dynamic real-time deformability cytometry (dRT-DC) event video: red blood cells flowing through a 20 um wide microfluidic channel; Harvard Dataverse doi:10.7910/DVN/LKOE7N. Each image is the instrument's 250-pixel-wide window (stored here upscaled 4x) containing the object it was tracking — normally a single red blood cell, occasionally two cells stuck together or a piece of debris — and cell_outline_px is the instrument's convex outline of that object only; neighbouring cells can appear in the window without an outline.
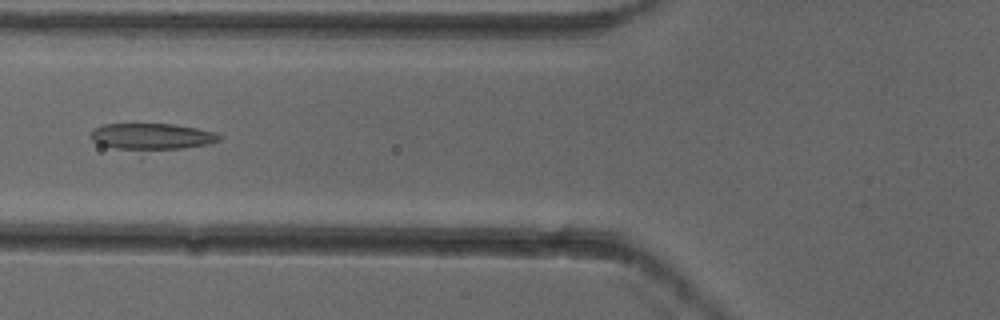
{"species": "common noctule bat (a hibernating species)", "species_latin": "Nyctalus noctula", "temperature_condition": "cold", "stored_images_in_passage": 7, "camera_frame_rate_fps": 3000, "um_per_image_px": 0.085, "animal": {"sex": "female"}, "frame": {"image": 1, "passage_image": 6, "time_ms": 1.667, "image_size_px": [1000, 320], "cell_outline_px": [[220, 140], [212, 144], [140, 160], [100, 144], [92, 140], [92, 132], [96, 128], [104, 124], [172, 124], [196, 128], [216, 132], [220, 136]], "centroid_in_image_um": [12.92, 11.8], "position_along_channel_um": 112.9, "area_um2": 22.95}}
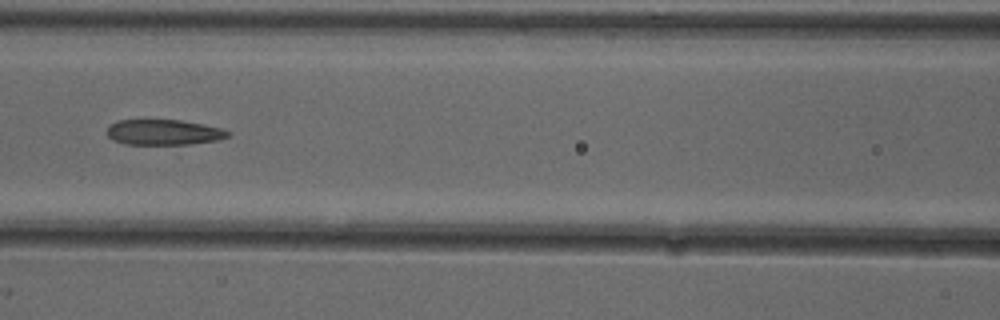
{"frame": {"image": 2, "passage_image": 7, "time_ms": 2.0, "image_size_px": [1000, 320], "cell_outline_px": [[232, 132], [228, 136], [216, 140], [188, 144], [124, 144], [112, 140], [104, 132], [108, 124], [116, 120], [180, 120], [204, 124], [220, 128]], "centroid_in_image_um": [13.83, 11.23], "position_along_channel_um": 152.8, "area_um2": 18.09}}